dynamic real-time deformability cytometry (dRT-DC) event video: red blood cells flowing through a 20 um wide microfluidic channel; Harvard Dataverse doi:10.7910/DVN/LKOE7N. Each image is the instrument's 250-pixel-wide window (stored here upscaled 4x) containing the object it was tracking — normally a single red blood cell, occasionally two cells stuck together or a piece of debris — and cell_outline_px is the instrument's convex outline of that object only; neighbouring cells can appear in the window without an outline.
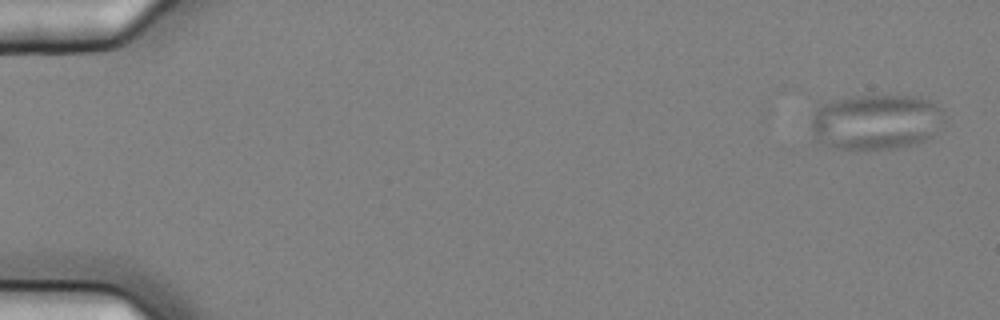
{"species": "common noctule bat (a hibernating species)", "species_latin": "Nyctalus noctula", "temperature_condition": "cold", "stored_images_in_passage": 5, "camera_frame_rate_fps": 3000, "um_per_image_px": 0.085, "animal": {"sex": "female", "body_mass_g": 25.1}, "frame": {"image": 1, "passage_image": 1, "time_ms": 0.0, "image_size_px": [1000, 320], "cell_outline_px": [[940, 112], [936, 132], [932, 136], [924, 140], [912, 144], [896, 148], [836, 148], [820, 144], [812, 140], [812, 116], [820, 100], [856, 96], [920, 96], [928, 100], [940, 108]], "centroid_in_image_um": [74.3, 10.34], "position_along_channel_um": 10.7, "area_um2": 43.0}}